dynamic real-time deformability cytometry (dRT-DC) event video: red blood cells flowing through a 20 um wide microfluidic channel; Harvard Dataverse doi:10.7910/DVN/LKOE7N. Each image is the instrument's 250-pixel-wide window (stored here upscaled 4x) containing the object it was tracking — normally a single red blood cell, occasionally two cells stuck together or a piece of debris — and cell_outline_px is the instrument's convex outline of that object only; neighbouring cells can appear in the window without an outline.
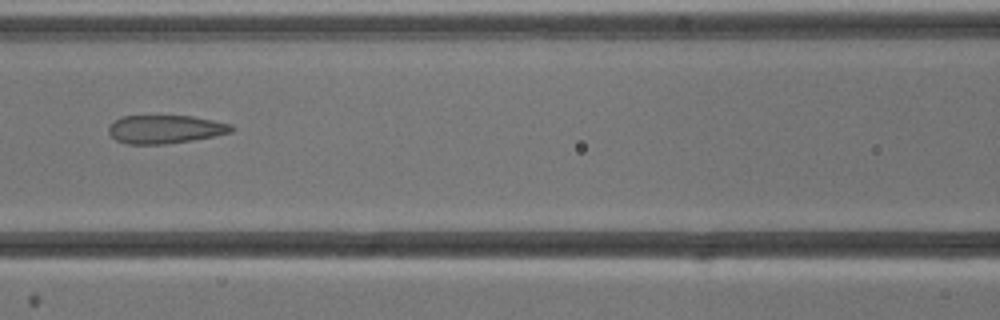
{"species": "common noctule bat (a hibernating species)", "species_latin": "Nyctalus noctula", "temperature_condition": "cold", "stored_images_in_passage": 4, "camera_frame_rate_fps": 3000, "um_per_image_px": 0.085, "animal": {"sex": "male", "body_mass_g": 13.3}, "frame": {"image": 1, "passage_image": 4, "time_ms": 3.333, "image_size_px": [1000, 320], "cell_outline_px": [[236, 128], [232, 132], [192, 140], [164, 144], [128, 144], [116, 140], [108, 132], [108, 128], [120, 116], [192, 116], [232, 124]], "centroid_in_image_um": [14.06, 10.98], "position_along_channel_um": 152.5, "area_um2": 20.17}}